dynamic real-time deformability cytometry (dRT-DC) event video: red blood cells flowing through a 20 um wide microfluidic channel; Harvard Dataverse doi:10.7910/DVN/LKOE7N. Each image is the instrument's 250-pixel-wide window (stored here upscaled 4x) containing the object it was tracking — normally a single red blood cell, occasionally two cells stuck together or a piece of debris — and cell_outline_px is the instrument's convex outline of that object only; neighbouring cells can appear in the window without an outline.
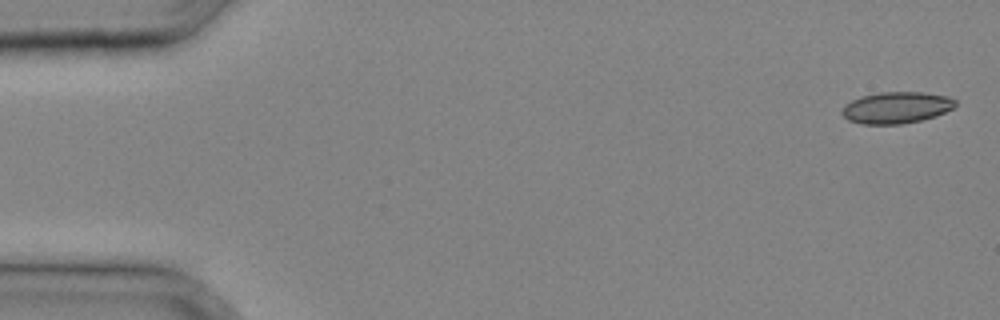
{"species": "common noctule bat (a hibernating species)", "species_latin": "Nyctalus noctula", "temperature_condition": "cold", "stored_images_in_passage": 8, "camera_frame_rate_fps": 3000, "um_per_image_px": 0.085, "animal": {"sex": "male", "body_mass_g": 20.4}, "frame": {"image": 1, "passage_image": 1, "time_ms": 0.0, "image_size_px": [1000, 320], "cell_outline_px": [[956, 104], [952, 108], [936, 116], [920, 120], [900, 124], [860, 124], [848, 120], [840, 112], [852, 100], [860, 96], [880, 92], [924, 92], [948, 96], [956, 100]], "centroid_in_image_um": [76.2, 9.14], "position_along_channel_um": 8.8, "area_um2": 20.75}}